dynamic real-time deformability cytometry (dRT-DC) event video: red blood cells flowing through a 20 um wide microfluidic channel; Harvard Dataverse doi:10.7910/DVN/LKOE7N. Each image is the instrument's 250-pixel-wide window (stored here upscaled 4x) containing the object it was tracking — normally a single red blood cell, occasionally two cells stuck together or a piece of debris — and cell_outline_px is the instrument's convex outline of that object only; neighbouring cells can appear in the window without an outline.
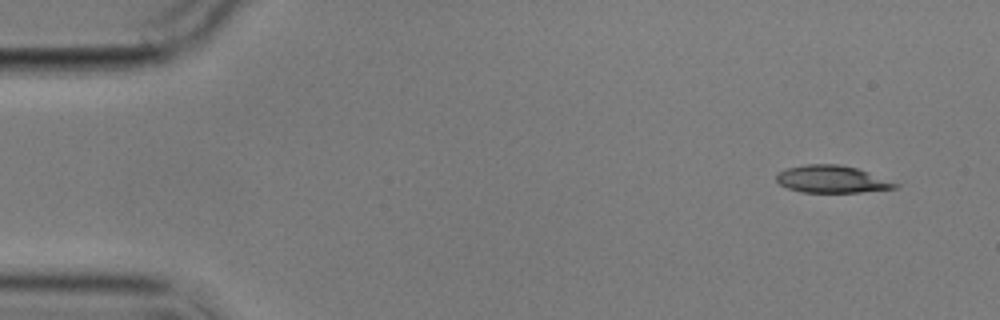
{"species": "common noctule bat (a hibernating species)", "species_latin": "Nyctalus noctula", "temperature_condition": "cold", "stored_images_in_passage": 4, "camera_frame_rate_fps": 3000, "um_per_image_px": 0.085, "animal": {"sex": "male", "body_mass_g": 17.9}, "frame": {"image": 1, "passage_image": 1, "time_ms": 0.0, "image_size_px": [1000, 320], "cell_outline_px": [[900, 184], [896, 188], [860, 192], [800, 192], [788, 188], [780, 184], [776, 180], [776, 176], [780, 172], [788, 168], [808, 164], [840, 164], [856, 168], [868, 172]], "centroid_in_image_um": [70.71, 15.23], "position_along_channel_um": 14.3, "area_um2": 18.67}}
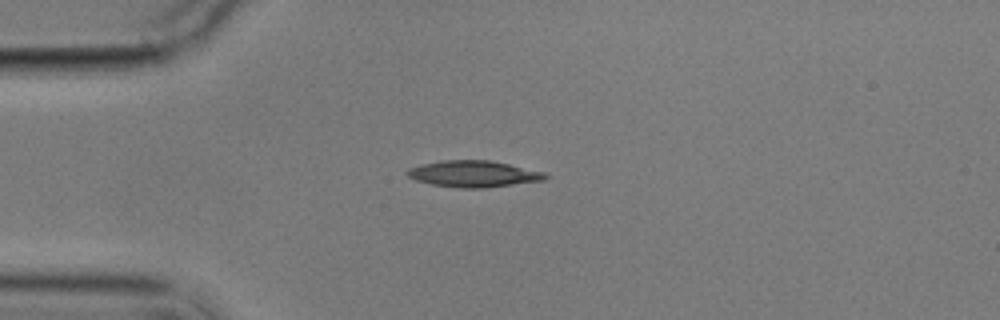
{"frame": {"image": 2, "passage_image": 4, "time_ms": 3.333, "image_size_px": [1000, 320], "cell_outline_px": [[548, 176], [544, 180], [484, 188], [460, 188], [432, 184], [416, 180], [408, 176], [404, 172], [408, 168], [420, 164], [440, 160], [488, 160], [508, 164], [544, 172]], "centroid_in_image_um": [40.19, 14.77], "position_along_channel_um": 44.8, "area_um2": 21.15}}